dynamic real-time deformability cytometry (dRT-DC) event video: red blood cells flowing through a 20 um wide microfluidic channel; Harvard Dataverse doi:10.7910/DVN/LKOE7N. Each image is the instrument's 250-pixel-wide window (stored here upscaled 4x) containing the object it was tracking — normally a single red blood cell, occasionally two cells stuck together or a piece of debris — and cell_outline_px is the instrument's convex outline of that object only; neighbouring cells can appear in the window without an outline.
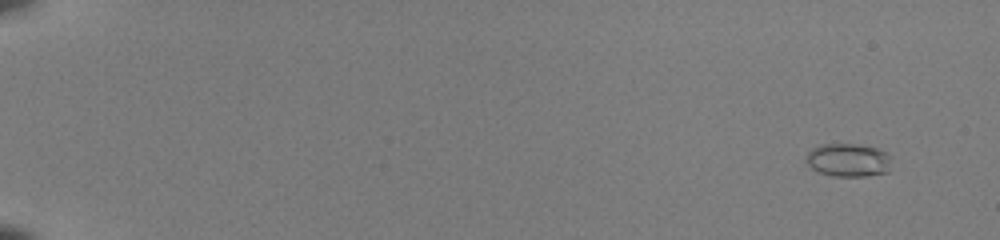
{"species": "common noctule bat (a hibernating species)", "species_latin": "Nyctalus noctula", "temperature_condition": "room temperature", "stored_images_in_passage": 51, "camera_frame_rate_fps": 3000, "um_per_image_px": 0.085, "animal": {"sex": "female", "body_mass_g": 22.0, "forearm_length_mm": 56.7}, "frame": {"image": 1, "passage_image": 2, "time_ms": 0.333, "image_size_px": [1000, 240], "cell_outline_px": [[892, 156], [888, 172], [868, 176], [832, 176], [820, 172], [812, 168], [804, 160], [808, 152], [812, 148], [820, 144], [860, 144], [876, 148], [888, 152]], "centroid_in_image_um": [72.12, 13.6], "position_along_channel_um": 12.9, "area_um2": 16.82}}
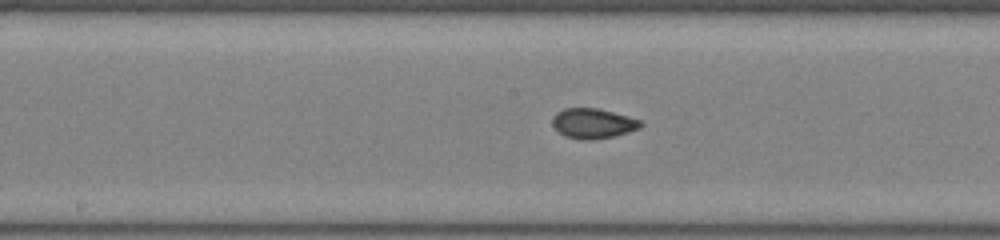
{"frame": {"image": 2, "passage_image": 29, "time_ms": 9.333, "image_size_px": [1000, 240], "cell_outline_px": [[644, 124], [640, 128], [628, 132], [612, 136], [592, 140], [580, 140], [564, 136], [552, 124], [552, 120], [556, 112], [564, 108], [596, 108], [628, 116], [640, 120]], "centroid_in_image_um": [50.4, 10.49], "position_along_channel_um": 197.8, "area_um2": 15.37}}
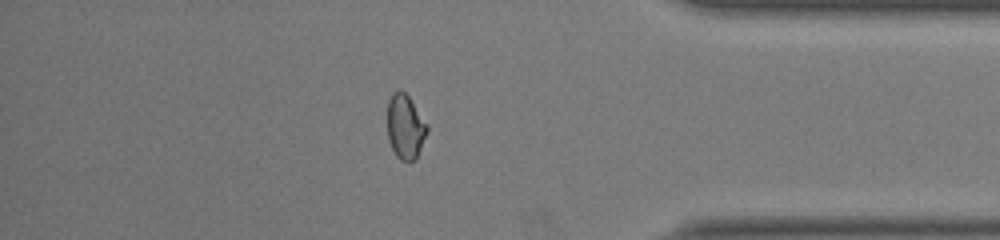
{"frame": {"image": 3, "passage_image": 45, "time_ms": 14.667, "image_size_px": [1000, 240], "cell_outline_px": [[428, 132], [416, 160], [400, 160], [396, 156], [388, 140], [388, 100], [392, 92], [400, 88], [408, 96], [428, 124]], "centroid_in_image_um": [34.46, 10.76], "position_along_channel_um": 400.7, "area_um2": 15.09}, "authors_computed_cell_mechanics": {"area_um2": 15.7216, "velocity_mm_per_s": 4.1042, "shape_relaxation_time_tau1_ms": null, "shape_relaxation_time_tau2_ms": 0.8939, "deformation_change_tau1": null, "deformation_change_tau2": 0.0434}}